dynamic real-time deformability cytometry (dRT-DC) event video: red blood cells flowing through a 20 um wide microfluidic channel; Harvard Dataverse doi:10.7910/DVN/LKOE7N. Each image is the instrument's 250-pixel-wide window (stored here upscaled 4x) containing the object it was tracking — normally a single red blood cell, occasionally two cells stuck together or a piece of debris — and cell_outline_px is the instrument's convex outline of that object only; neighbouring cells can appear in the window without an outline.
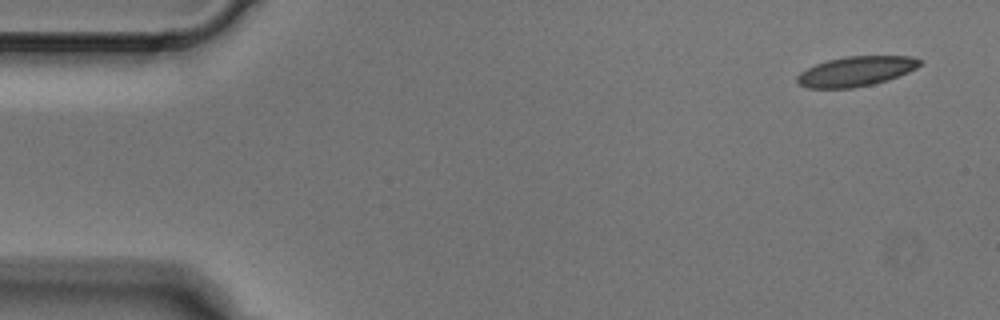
{"species": "Egyptian fruit bat (a non-hibernating species)", "species_latin": "Rousettus aegyptiacus", "temperature_condition": "cold", "stored_images_in_passage": 5, "segment_of_instrument_passage": [2, 2], "camera_frame_rate_fps": 3000, "um_per_image_px": 0.085, "animal": {"sex": "male"}, "frame": {"image": 1, "passage_image": 5, "time_ms": 1.333, "image_size_px": [1000, 320], "cell_outline_px": [[924, 64], [908, 72], [888, 80], [872, 84], [852, 88], [808, 88], [800, 84], [796, 80], [796, 76], [800, 72], [816, 64], [828, 60], [848, 56], [912, 56], [924, 60]], "centroid_in_image_um": [72.8, 6.05], "position_along_channel_um": 12.2, "area_um2": 21.39}}